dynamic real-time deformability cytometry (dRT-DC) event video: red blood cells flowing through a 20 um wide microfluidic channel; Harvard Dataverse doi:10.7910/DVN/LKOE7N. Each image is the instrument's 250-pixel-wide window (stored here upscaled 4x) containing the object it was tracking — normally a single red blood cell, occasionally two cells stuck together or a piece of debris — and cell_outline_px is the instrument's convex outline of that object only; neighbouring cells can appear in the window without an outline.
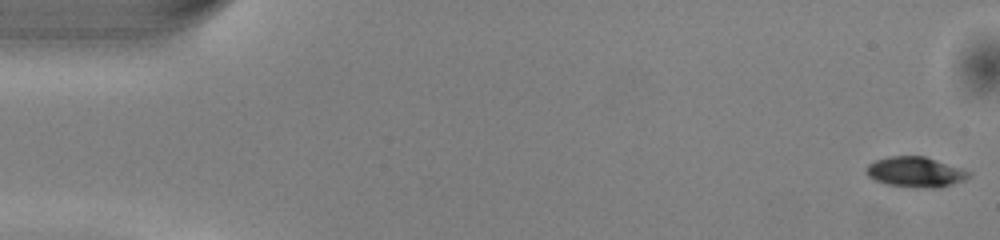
{"species": "common noctule bat (a hibernating species)", "species_latin": "Nyctalus noctula", "temperature_condition": "warm", "stored_images_in_passage": 50, "camera_frame_rate_fps": 3000, "um_per_image_px": 0.085, "animal": {"sex": "male", "body_mass_g": 13.0, "forearm_length_mm": 53.1}, "frame": {"image": 1, "passage_image": 1, "time_ms": 0.0, "image_size_px": [1000, 240], "cell_outline_px": [[972, 176], [964, 180], [940, 188], [916, 188], [888, 184], [876, 180], [868, 176], [864, 172], [864, 168], [868, 164], [876, 160], [888, 156], [924, 156], [964, 168], [972, 172]], "centroid_in_image_um": [77.85, 14.62], "position_along_channel_um": 7.2, "area_um2": 18.44}}
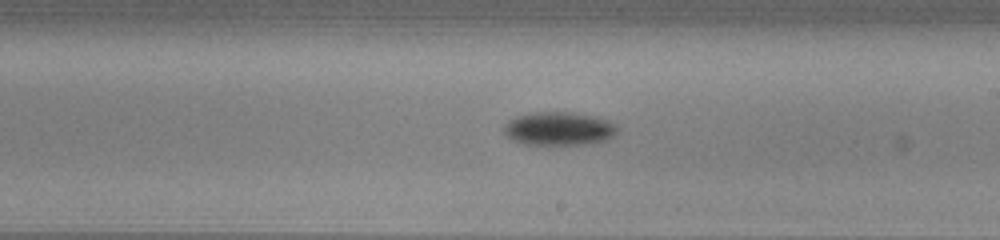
{"frame": {"image": 2, "passage_image": 29, "time_ms": 9.333, "image_size_px": [1000, 240], "cell_outline_px": [[620, 128], [612, 136], [604, 140], [584, 144], [524, 144], [512, 140], [504, 132], [504, 128], [516, 116], [532, 112], [572, 112], [596, 116], [608, 120], [616, 124]], "centroid_in_image_um": [47.55, 10.92], "position_along_channel_um": 241.5, "area_um2": 21.91}}
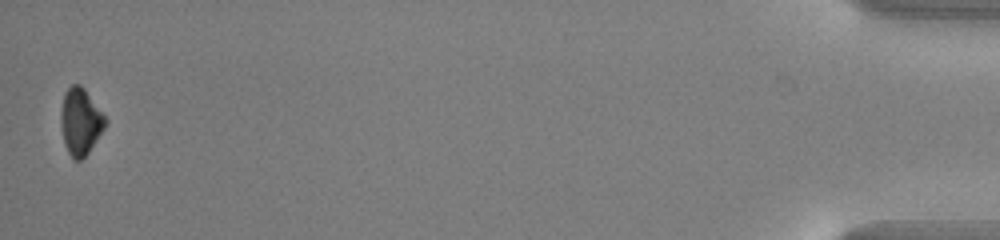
{"frame": {"image": 3, "passage_image": 50, "time_ms": 16.333, "image_size_px": [1000, 240], "cell_outline_px": [[108, 120], [104, 128], [88, 152], [80, 160], [72, 160], [64, 144], [60, 124], [60, 112], [64, 92], [72, 84], [80, 84], [84, 88]], "centroid_in_image_um": [6.81, 10.32], "position_along_channel_um": 428.4, "area_um2": 17.28}, "authors_computed_cell_mechanics": {"area_um2": 19.4497, "velocity_mm_per_s": 4.0759, "shape_relaxation_time_tau1_ms": 1.8866, "shape_relaxation_time_tau2_ms": null, "deformation_change_tau1": 0.1132, "deformation_change_tau2": null}}